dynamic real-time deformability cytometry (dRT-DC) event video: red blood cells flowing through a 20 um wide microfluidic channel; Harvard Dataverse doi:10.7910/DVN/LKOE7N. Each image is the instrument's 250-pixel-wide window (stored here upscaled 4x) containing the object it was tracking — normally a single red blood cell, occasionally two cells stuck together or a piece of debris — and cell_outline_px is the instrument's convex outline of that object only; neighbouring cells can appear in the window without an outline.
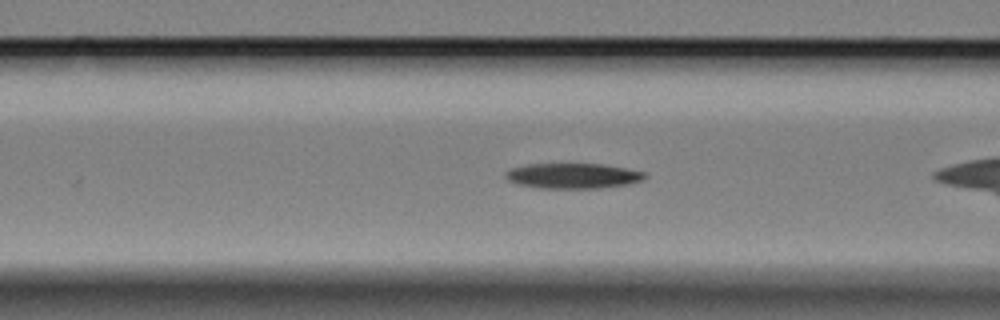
{"species": "Egyptian fruit bat (a non-hibernating species)", "species_latin": "Rousettus aegyptiacus", "temperature_condition": "cold", "stored_images_in_passage": 24, "camera_frame_rate_fps": 3000, "um_per_image_px": 0.085, "animal": {"sex": "female"}, "frame": {"image": 1, "passage_image": 6, "time_ms": 1.667, "image_size_px": [1000, 320], "cell_outline_px": [[648, 176], [640, 180], [628, 184], [600, 188], [536, 188], [516, 184], [508, 180], [504, 176], [504, 172], [512, 168], [528, 164], [604, 164], [644, 172]], "centroid_in_image_um": [48.65, 14.95], "position_along_channel_um": 118.0, "area_um2": 20.52}}
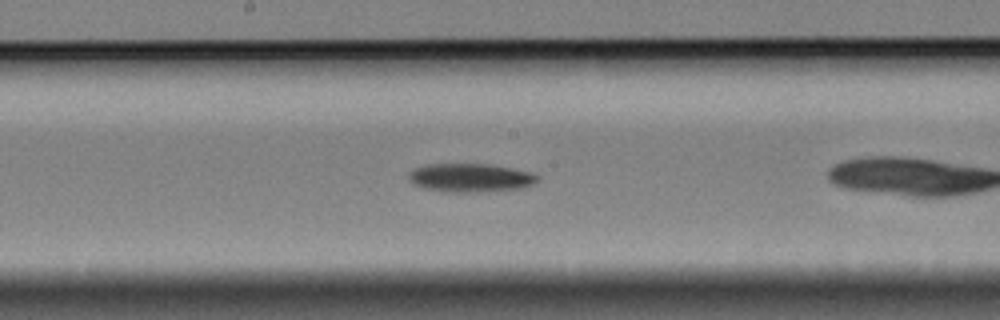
{"frame": {"image": 2, "passage_image": 14, "time_ms": 4.333, "image_size_px": [1000, 320], "cell_outline_px": [[540, 176], [532, 184], [524, 188], [476, 192], [448, 192], [424, 188], [412, 184], [408, 180], [408, 172], [412, 168], [428, 164], [488, 164], [532, 172]], "centroid_in_image_um": [39.93, 15.11], "position_along_channel_um": 208.3, "area_um2": 21.56}}
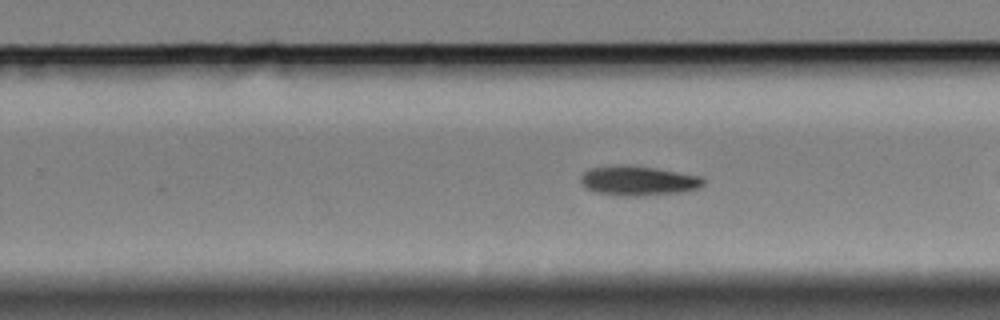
{"frame": {"image": 3, "passage_image": 20, "time_ms": 6.333, "image_size_px": [1000, 320], "cell_outline_px": [[704, 184], [700, 188], [684, 192], [636, 196], [596, 192], [584, 188], [580, 180], [580, 176], [584, 172], [592, 168], [656, 168], [700, 176], [704, 180]], "centroid_in_image_um": [54.32, 15.41], "position_along_channel_um": 275.5, "area_um2": 20.11}}